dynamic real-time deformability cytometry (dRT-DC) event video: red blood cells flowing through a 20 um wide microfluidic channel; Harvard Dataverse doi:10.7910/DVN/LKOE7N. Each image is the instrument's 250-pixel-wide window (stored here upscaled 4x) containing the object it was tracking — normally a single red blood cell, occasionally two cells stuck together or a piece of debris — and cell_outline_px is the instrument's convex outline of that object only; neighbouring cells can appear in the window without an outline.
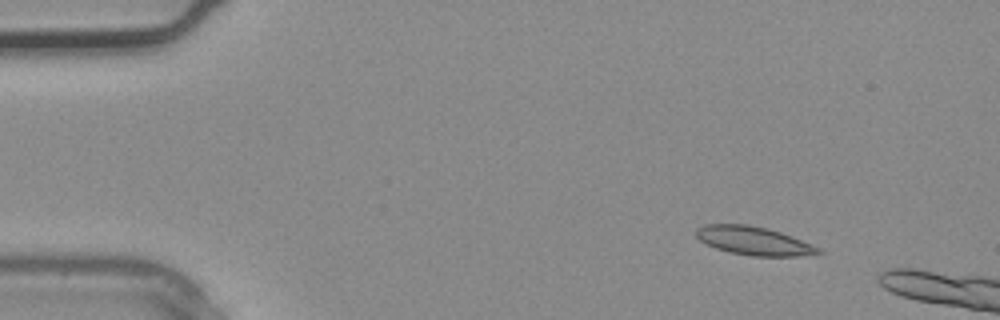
{"species": "common noctule bat (a hibernating species)", "species_latin": "Nyctalus noctula", "temperature_condition": "warm", "stored_images_in_passage": 4, "camera_frame_rate_fps": 3000, "um_per_image_px": 0.085, "animal": {"sex": "male", "body_mass_g": 20.4}, "frame": {"image": 1, "passage_image": 1, "time_ms": 0.0, "image_size_px": [1000, 320], "cell_outline_px": [[824, 252], [800, 256], [752, 256], [728, 252], [716, 248], [700, 240], [696, 236], [696, 228], [704, 224], [748, 224], [768, 228], [792, 236], [812, 244], [820, 248]], "centroid_in_image_um": [64.07, 20.46], "position_along_channel_um": 20.9, "area_um2": 20.35}}